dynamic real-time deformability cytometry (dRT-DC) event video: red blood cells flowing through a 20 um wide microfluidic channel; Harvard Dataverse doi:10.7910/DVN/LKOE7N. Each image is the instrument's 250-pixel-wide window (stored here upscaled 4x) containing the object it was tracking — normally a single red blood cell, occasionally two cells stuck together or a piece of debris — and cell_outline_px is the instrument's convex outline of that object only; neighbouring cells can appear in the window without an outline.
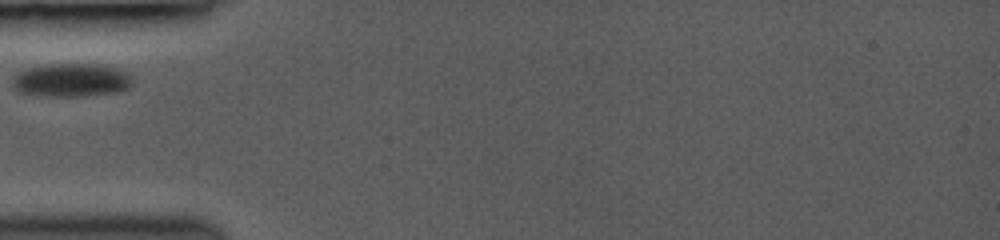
{"species": "common noctule bat (a hibernating species)", "species_latin": "Nyctalus noctula", "temperature_condition": "room temperature", "stored_images_in_passage": 48, "camera_frame_rate_fps": 3000, "um_per_image_px": 0.085, "animal": {"sex": "female", "body_mass_g": 19.0, "forearm_length_mm": 53.3}, "frame": {"image": 1, "passage_image": 1, "time_ms": 0.0, "image_size_px": [1000, 240], "cell_outline_px": [[132, 84], [128, 88], [120, 92], [84, 96], [36, 96], [16, 92], [12, 88], [12, 80], [16, 72], [28, 68], [48, 64], [96, 64], [116, 68], [128, 72], [132, 76]], "centroid_in_image_um": [6.03, 6.82], "position_along_channel_um": 79.0, "area_um2": 23.87}}
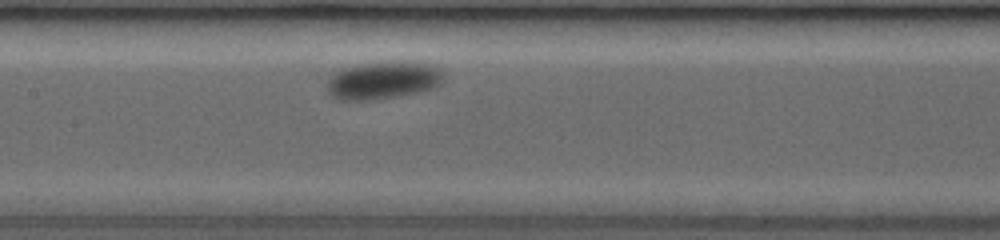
{"frame": {"image": 2, "passage_image": 17, "time_ms": 2.667, "image_size_px": [1000, 240], "cell_outline_px": [[444, 80], [440, 84], [432, 88], [416, 92], [396, 96], [368, 100], [340, 100], [332, 96], [328, 92], [328, 80], [336, 72], [344, 68], [360, 64], [400, 60], [404, 60], [428, 64], [440, 68], [444, 72]], "centroid_in_image_um": [32.6, 6.8], "position_along_channel_um": 174.8, "area_um2": 25.55}}
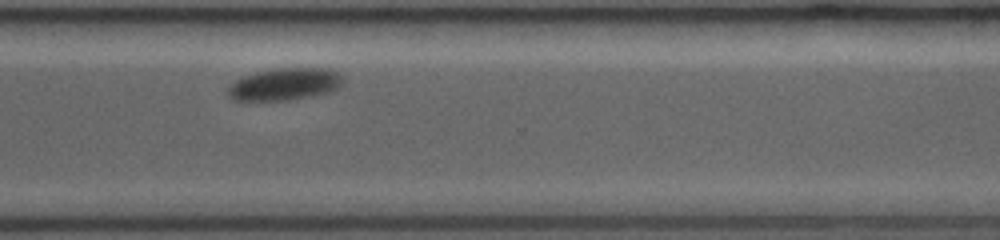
{"frame": {"image": 3, "passage_image": 47, "time_ms": 7.333, "image_size_px": [1000, 240], "cell_outline_px": [[344, 80], [332, 92], [312, 96], [288, 100], [232, 100], [228, 96], [228, 88], [236, 80], [244, 76], [256, 72], [276, 68], [328, 68], [336, 72]], "centroid_in_image_um": [24.2, 7.16], "position_along_channel_um": 346.4, "area_um2": 21.44}}